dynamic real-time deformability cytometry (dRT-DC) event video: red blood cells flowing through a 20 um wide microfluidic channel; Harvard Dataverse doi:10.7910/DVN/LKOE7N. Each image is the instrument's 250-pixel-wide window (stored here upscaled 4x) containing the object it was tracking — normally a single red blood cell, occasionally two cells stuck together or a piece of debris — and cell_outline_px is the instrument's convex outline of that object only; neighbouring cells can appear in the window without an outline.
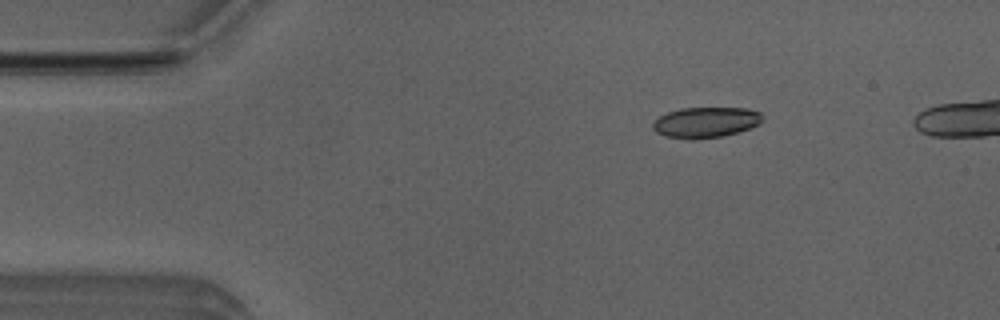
{"species": "Egyptian fruit bat (a non-hibernating species)", "species_latin": "Rousettus aegyptiacus", "temperature_condition": "room temperature", "stored_images_in_passage": 4, "camera_frame_rate_fps": 3000, "um_per_image_px": 0.085, "animal": {"sex": "male"}, "frame": {"image": 1, "passage_image": 1, "time_ms": 0.0, "image_size_px": [1000, 320], "cell_outline_px": [[760, 124], [724, 136], [692, 140], [688, 140], [664, 136], [656, 132], [652, 128], [652, 124], [660, 116], [668, 112], [680, 108], [748, 108], [760, 112]], "centroid_in_image_um": [59.94, 10.41], "position_along_channel_um": 25.1, "area_um2": 19.54}}